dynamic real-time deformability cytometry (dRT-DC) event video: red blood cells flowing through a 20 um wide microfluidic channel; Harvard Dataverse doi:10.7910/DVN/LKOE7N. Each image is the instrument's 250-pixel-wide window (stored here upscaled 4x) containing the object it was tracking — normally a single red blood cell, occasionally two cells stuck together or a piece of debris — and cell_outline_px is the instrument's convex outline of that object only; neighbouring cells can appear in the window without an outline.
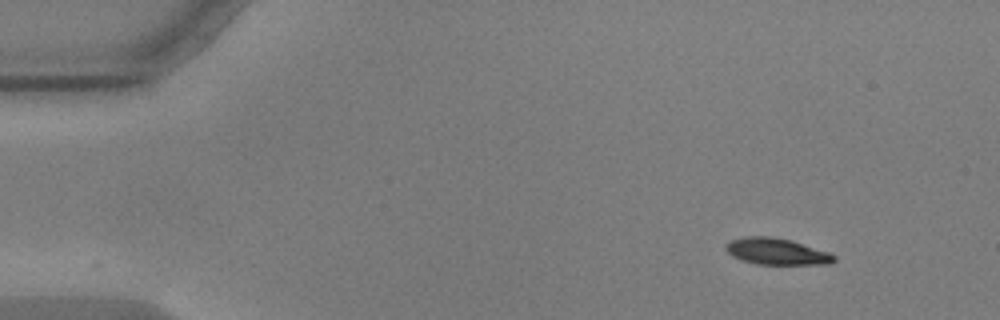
{"species": "common noctule bat (a hibernating species)", "species_latin": "Nyctalus noctula", "temperature_condition": "warm", "stored_images_in_passage": 51, "camera_frame_rate_fps": 3000, "um_per_image_px": 0.085, "animal": {"sex": "male", "body_mass_g": 17.9, "forearm_length_mm": 54.2}, "frame": {"image": 1, "passage_image": 1, "time_ms": 0.0, "image_size_px": [1000, 320], "cell_outline_px": [[836, 260], [828, 264], [756, 264], [740, 260], [732, 256], [724, 248], [732, 240], [744, 236], [772, 236], [792, 240], [828, 252], [836, 256]], "centroid_in_image_um": [66.01, 21.37], "position_along_channel_um": 19.0, "area_um2": 16.7}}
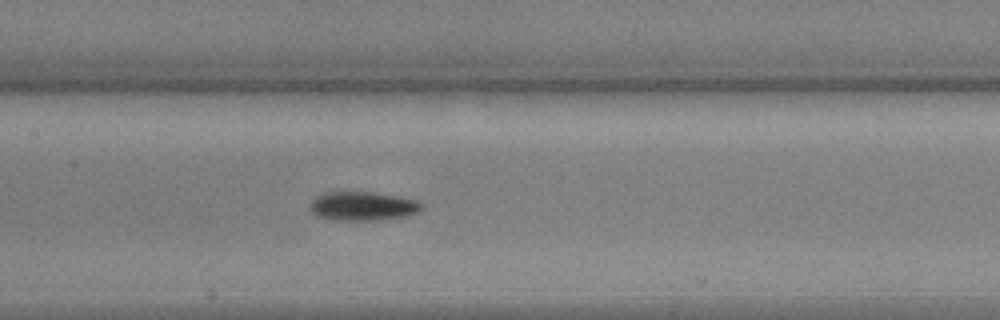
{"frame": {"image": 2, "passage_image": 22, "time_ms": 7.0, "image_size_px": [1000, 320], "cell_outline_px": [[424, 208], [416, 212], [404, 216], [376, 220], [332, 220], [316, 216], [308, 208], [308, 204], [316, 196], [324, 192], [372, 192], [420, 200], [424, 204]], "centroid_in_image_um": [30.8, 17.51], "position_along_channel_um": 176.6, "area_um2": 19.02}}
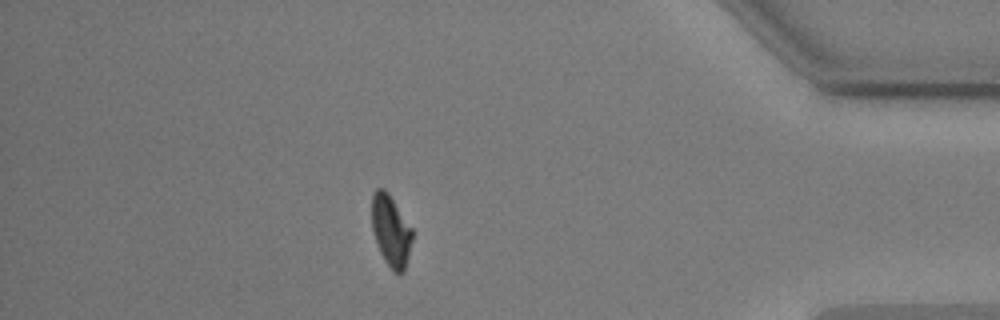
{"frame": {"image": 3, "passage_image": 44, "time_ms": 14.333, "image_size_px": [1000, 320], "cell_outline_px": [[412, 240], [404, 272], [400, 276], [392, 272], [384, 260], [380, 252], [372, 228], [372, 192], [376, 188], [384, 188], [388, 192], [412, 228]], "centroid_in_image_um": [33.22, 19.63], "position_along_channel_um": 402.0, "area_um2": 16.94}, "authors_computed_cell_mechanics": {"area_um2": 17.629, "velocity_mm_per_s": 3.5988, "shape_relaxation_time_tau1_ms": 4.0497, "shape_relaxation_time_tau2_ms": 4.7192, "deformation_change_tau1": 0.149, "deformation_change_tau2": 0.0794}}